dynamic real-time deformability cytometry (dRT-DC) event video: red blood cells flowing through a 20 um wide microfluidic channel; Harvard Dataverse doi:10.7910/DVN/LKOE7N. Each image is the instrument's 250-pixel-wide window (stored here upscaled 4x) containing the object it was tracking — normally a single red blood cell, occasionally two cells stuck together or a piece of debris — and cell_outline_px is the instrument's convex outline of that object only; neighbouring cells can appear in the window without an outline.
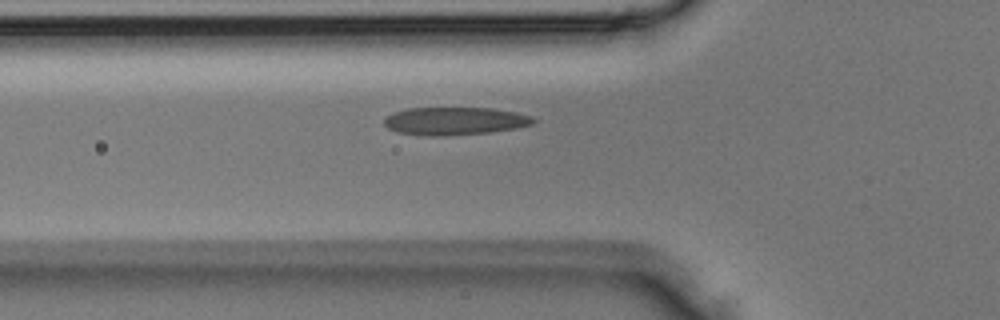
{"species": "Egyptian fruit bat (a non-hibernating species)", "species_latin": "Rousettus aegyptiacus", "temperature_condition": "room temperature", "stored_images_in_passage": 3, "camera_frame_rate_fps": 3000, "um_per_image_px": 0.085, "animal": {"sex": "male"}, "frame": {"image": 1, "passage_image": 3, "time_ms": 0.667, "image_size_px": [1000, 320], "cell_outline_px": [[536, 120], [532, 124], [516, 128], [488, 132], [444, 136], [428, 136], [400, 132], [388, 128], [384, 124], [384, 120], [392, 112], [408, 108], [492, 108], [516, 112], [532, 116]], "centroid_in_image_um": [38.66, 10.28], "position_along_channel_um": 87.1, "area_um2": 24.1}}